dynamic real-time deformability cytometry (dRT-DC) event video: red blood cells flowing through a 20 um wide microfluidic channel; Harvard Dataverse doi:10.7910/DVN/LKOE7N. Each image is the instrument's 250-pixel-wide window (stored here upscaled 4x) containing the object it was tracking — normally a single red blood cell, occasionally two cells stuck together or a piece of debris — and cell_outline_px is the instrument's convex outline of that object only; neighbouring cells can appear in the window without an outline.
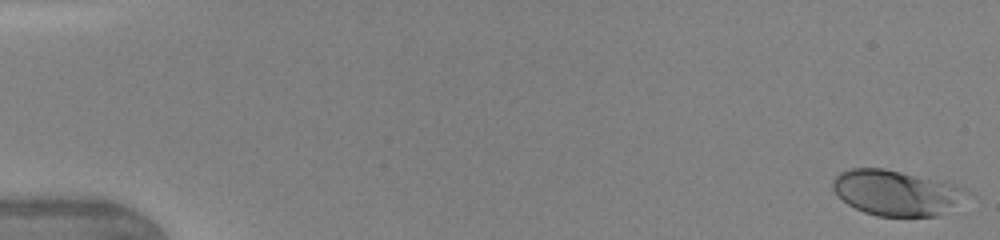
{"species": "human", "species_latin": "Homo sapiens", "temperature_condition": "warm", "stored_images_in_passage": 47, "camera_frame_rate_fps": 3000, "um_per_image_px": 0.085, "donor": {"sex": "female"}, "frame": {"image": 1, "passage_image": 1, "time_ms": 0.0, "image_size_px": [1000, 240], "cell_outline_px": [[968, 192], [940, 216], [876, 216], [864, 212], [848, 204], [832, 188], [832, 180], [840, 172], [848, 168], [884, 168], [944, 180], [956, 184], [964, 188]], "centroid_in_image_um": [76.15, 16.36], "position_along_channel_um": 8.9, "area_um2": 35.26}}
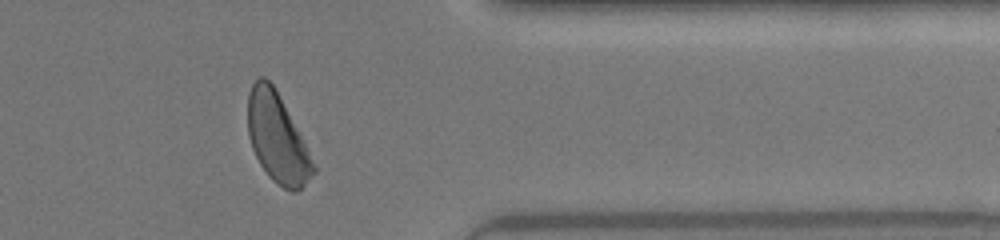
{"frame": {"image": 2, "passage_image": 39, "time_ms": 12.667, "image_size_px": [1000, 240], "cell_outline_px": [[316, 172], [300, 188], [292, 192], [276, 184], [268, 176], [260, 164], [252, 148], [248, 136], [248, 92], [252, 84], [260, 76], [264, 76], [272, 84], [300, 136], [316, 168]], "centroid_in_image_um": [23.52, 11.76], "position_along_channel_um": 387.9, "area_um2": 33.06}}
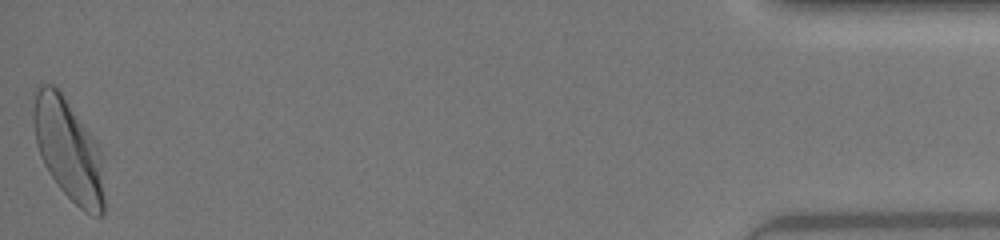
{"frame": {"image": 3, "passage_image": 47, "time_ms": 15.333, "image_size_px": [1000, 240], "cell_outline_px": [[104, 212], [100, 216], [96, 216], [84, 212], [60, 188], [44, 164], [40, 156], [36, 144], [32, 120], [32, 92], [36, 84], [52, 84], [60, 92], [96, 140], [100, 152], [104, 200]], "centroid_in_image_um": [5.77, 12.67], "position_along_channel_um": 429.4, "area_um2": 41.96}, "authors_computed_cell_mechanics": {"area_um2": 35.258, "velocity_mm_per_s": 4.311, "shape_relaxation_time_tau1_ms": 2.1456, "shape_relaxation_time_tau2_ms": null, "deformation_change_tau1": 0.1469, "deformation_change_tau2": null}}